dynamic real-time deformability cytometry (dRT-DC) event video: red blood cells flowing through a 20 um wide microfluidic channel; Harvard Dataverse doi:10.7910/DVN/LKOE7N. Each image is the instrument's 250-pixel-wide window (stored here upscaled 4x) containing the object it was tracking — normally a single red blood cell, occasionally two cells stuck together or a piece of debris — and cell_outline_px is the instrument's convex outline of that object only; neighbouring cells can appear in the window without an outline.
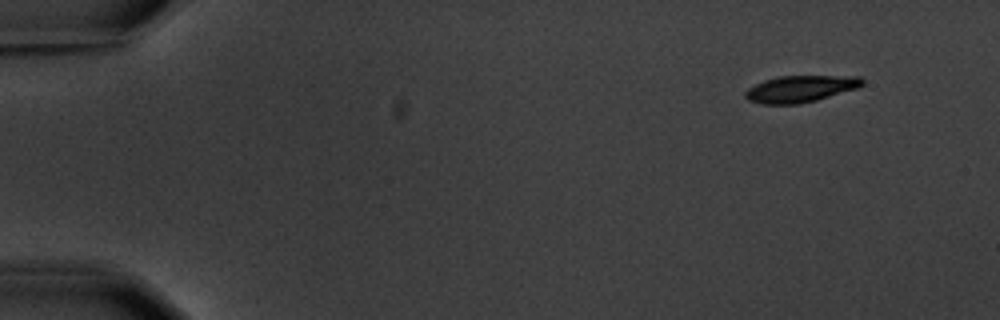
{"species": "common noctule bat (a hibernating species)", "species_latin": "Nyctalus noctula", "temperature_condition": "warm", "stored_images_in_passage": 9, "camera_frame_rate_fps": 3000, "um_per_image_px": 0.085, "animal": {"sex": "male", "body_mass_g": 20.1, "forearm_length_mm": 53.5}, "frame": {"image": 1, "passage_image": 1, "time_ms": 0.0, "image_size_px": [1000, 320], "cell_outline_px": [[864, 84], [856, 88], [816, 100], [796, 104], [760, 104], [748, 100], [744, 96], [744, 92], [748, 88], [764, 80], [780, 76], [860, 76], [864, 80]], "centroid_in_image_um": [68.01, 7.55], "position_along_channel_um": 17.0, "area_um2": 18.09}}